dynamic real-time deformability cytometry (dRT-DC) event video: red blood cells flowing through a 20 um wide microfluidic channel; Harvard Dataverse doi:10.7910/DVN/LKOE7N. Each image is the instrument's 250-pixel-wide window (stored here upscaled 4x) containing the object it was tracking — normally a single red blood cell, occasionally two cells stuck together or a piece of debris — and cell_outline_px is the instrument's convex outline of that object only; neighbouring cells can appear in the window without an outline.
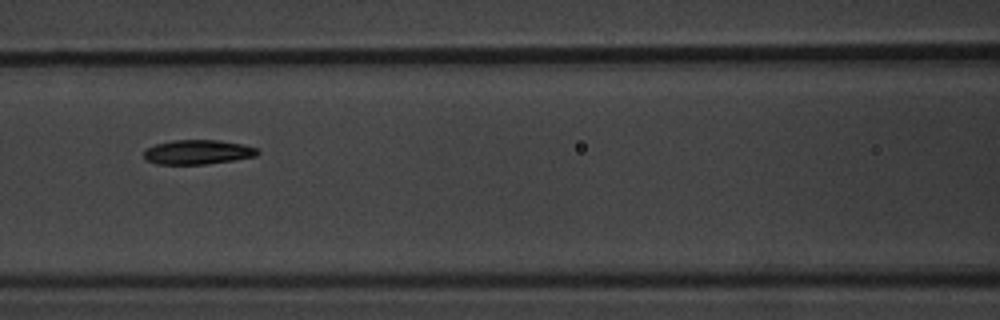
{"species": "common noctule bat (a hibernating species)", "species_latin": "Nyctalus noctula", "temperature_condition": "warm", "stored_images_in_passage": 6, "camera_frame_rate_fps": 3000, "um_per_image_px": 0.085, "animal": {"sex": "male", "body_mass_g": 20.1, "forearm_length_mm": 53.5}, "frame": {"image": 1, "passage_image": 4, "time_ms": 4.333, "image_size_px": [1000, 320], "cell_outline_px": [[260, 152], [256, 156], [208, 164], [156, 164], [144, 160], [144, 148], [156, 144], [172, 140], [216, 140], [244, 144], [256, 148]], "centroid_in_image_um": [16.77, 12.93], "position_along_channel_um": 149.8, "area_um2": 16.3}}
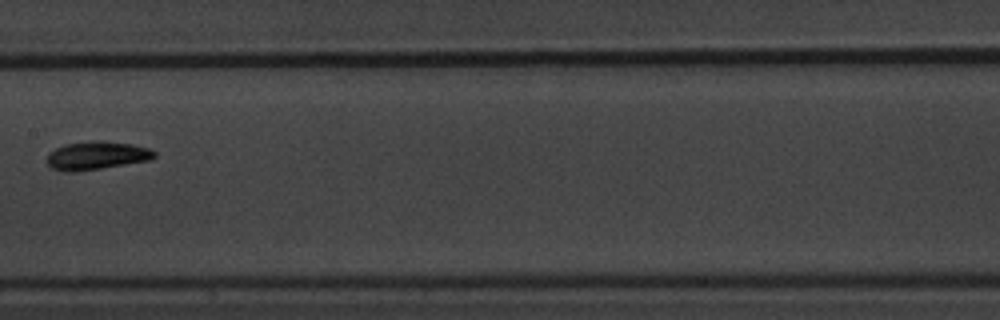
{"frame": {"image": 2, "passage_image": 5, "time_ms": 5.667, "image_size_px": [1000, 320], "cell_outline_px": [[156, 156], [152, 160], [76, 172], [68, 172], [52, 168], [48, 164], [48, 152], [64, 144], [132, 144], [148, 148], [156, 152]], "centroid_in_image_um": [8.23, 13.28], "position_along_channel_um": 199.2, "area_um2": 16.7}}
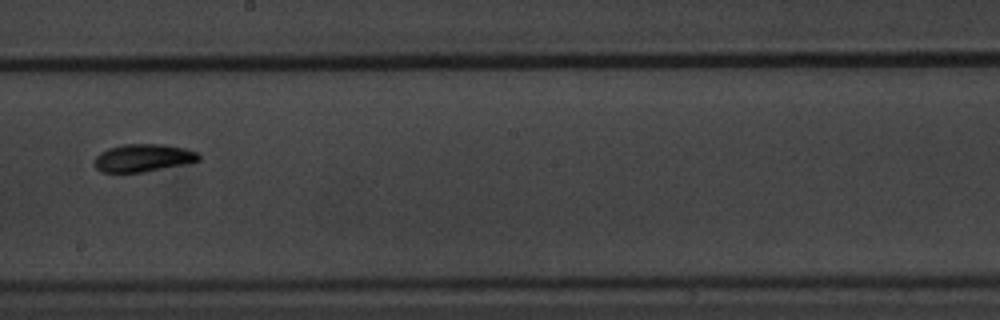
{"frame": {"image": 3, "passage_image": 6, "time_ms": 6.667, "image_size_px": [1000, 320], "cell_outline_px": [[200, 160], [192, 164], [144, 172], [100, 172], [96, 168], [96, 156], [100, 152], [108, 148], [124, 144], [164, 144], [188, 148], [200, 152]], "centroid_in_image_um": [12.28, 13.42], "position_along_channel_um": 235.9, "area_um2": 17.28}}